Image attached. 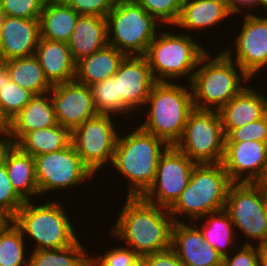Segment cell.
<instances>
[{
	"label": "cell",
	"instance_id": "8fae6325",
	"mask_svg": "<svg viewBox=\"0 0 267 266\" xmlns=\"http://www.w3.org/2000/svg\"><path fill=\"white\" fill-rule=\"evenodd\" d=\"M113 115L97 114L71 132V143L94 175L112 164L119 131ZM117 129V130H116Z\"/></svg>",
	"mask_w": 267,
	"mask_h": 266
},
{
	"label": "cell",
	"instance_id": "9c48e42d",
	"mask_svg": "<svg viewBox=\"0 0 267 266\" xmlns=\"http://www.w3.org/2000/svg\"><path fill=\"white\" fill-rule=\"evenodd\" d=\"M175 146L197 164L221 163L225 135L218 111L194 108Z\"/></svg>",
	"mask_w": 267,
	"mask_h": 266
},
{
	"label": "cell",
	"instance_id": "60d3db41",
	"mask_svg": "<svg viewBox=\"0 0 267 266\" xmlns=\"http://www.w3.org/2000/svg\"><path fill=\"white\" fill-rule=\"evenodd\" d=\"M79 15H95L106 18L116 0H62Z\"/></svg>",
	"mask_w": 267,
	"mask_h": 266
},
{
	"label": "cell",
	"instance_id": "c3c4849f",
	"mask_svg": "<svg viewBox=\"0 0 267 266\" xmlns=\"http://www.w3.org/2000/svg\"><path fill=\"white\" fill-rule=\"evenodd\" d=\"M258 183L262 186L267 200V178H262Z\"/></svg>",
	"mask_w": 267,
	"mask_h": 266
},
{
	"label": "cell",
	"instance_id": "4fadbf2b",
	"mask_svg": "<svg viewBox=\"0 0 267 266\" xmlns=\"http://www.w3.org/2000/svg\"><path fill=\"white\" fill-rule=\"evenodd\" d=\"M196 164L175 145H170L158 161L153 183L141 197L170 209L187 187Z\"/></svg>",
	"mask_w": 267,
	"mask_h": 266
},
{
	"label": "cell",
	"instance_id": "8d00e7d4",
	"mask_svg": "<svg viewBox=\"0 0 267 266\" xmlns=\"http://www.w3.org/2000/svg\"><path fill=\"white\" fill-rule=\"evenodd\" d=\"M45 0H0L4 16L39 19Z\"/></svg>",
	"mask_w": 267,
	"mask_h": 266
},
{
	"label": "cell",
	"instance_id": "e0dca14e",
	"mask_svg": "<svg viewBox=\"0 0 267 266\" xmlns=\"http://www.w3.org/2000/svg\"><path fill=\"white\" fill-rule=\"evenodd\" d=\"M221 163L233 183H258L267 168V142H225Z\"/></svg>",
	"mask_w": 267,
	"mask_h": 266
},
{
	"label": "cell",
	"instance_id": "836d02e7",
	"mask_svg": "<svg viewBox=\"0 0 267 266\" xmlns=\"http://www.w3.org/2000/svg\"><path fill=\"white\" fill-rule=\"evenodd\" d=\"M93 96V104L98 114L117 115L123 118L124 114L117 108L116 74L104 81L90 86ZM120 114V115H119Z\"/></svg>",
	"mask_w": 267,
	"mask_h": 266
},
{
	"label": "cell",
	"instance_id": "cb8c5ba5",
	"mask_svg": "<svg viewBox=\"0 0 267 266\" xmlns=\"http://www.w3.org/2000/svg\"><path fill=\"white\" fill-rule=\"evenodd\" d=\"M67 44L75 63L104 48L108 45L106 18L95 15H79Z\"/></svg>",
	"mask_w": 267,
	"mask_h": 266
},
{
	"label": "cell",
	"instance_id": "52a82bcc",
	"mask_svg": "<svg viewBox=\"0 0 267 266\" xmlns=\"http://www.w3.org/2000/svg\"><path fill=\"white\" fill-rule=\"evenodd\" d=\"M36 203L33 200L25 201L12 218L24 239L34 241L33 250L60 249L79 239L76 228L60 201H47L40 205Z\"/></svg>",
	"mask_w": 267,
	"mask_h": 266
},
{
	"label": "cell",
	"instance_id": "74e56055",
	"mask_svg": "<svg viewBox=\"0 0 267 266\" xmlns=\"http://www.w3.org/2000/svg\"><path fill=\"white\" fill-rule=\"evenodd\" d=\"M24 203L15 192L3 163L0 165V210L12 219Z\"/></svg>",
	"mask_w": 267,
	"mask_h": 266
},
{
	"label": "cell",
	"instance_id": "3957f363",
	"mask_svg": "<svg viewBox=\"0 0 267 266\" xmlns=\"http://www.w3.org/2000/svg\"><path fill=\"white\" fill-rule=\"evenodd\" d=\"M216 54L213 57L207 52L187 83H190L194 108L218 111L247 85L245 83H252L223 51Z\"/></svg>",
	"mask_w": 267,
	"mask_h": 266
},
{
	"label": "cell",
	"instance_id": "b9f144b4",
	"mask_svg": "<svg viewBox=\"0 0 267 266\" xmlns=\"http://www.w3.org/2000/svg\"><path fill=\"white\" fill-rule=\"evenodd\" d=\"M140 266H184V264L180 261L176 252L170 248L142 256Z\"/></svg>",
	"mask_w": 267,
	"mask_h": 266
},
{
	"label": "cell",
	"instance_id": "7402d4cb",
	"mask_svg": "<svg viewBox=\"0 0 267 266\" xmlns=\"http://www.w3.org/2000/svg\"><path fill=\"white\" fill-rule=\"evenodd\" d=\"M35 56L48 81L59 84L73 81L75 78V62L66 42L52 41L40 37Z\"/></svg>",
	"mask_w": 267,
	"mask_h": 266
},
{
	"label": "cell",
	"instance_id": "2e32d148",
	"mask_svg": "<svg viewBox=\"0 0 267 266\" xmlns=\"http://www.w3.org/2000/svg\"><path fill=\"white\" fill-rule=\"evenodd\" d=\"M49 96L58 124L71 132L98 114L90 86L75 80L53 85Z\"/></svg>",
	"mask_w": 267,
	"mask_h": 266
},
{
	"label": "cell",
	"instance_id": "4dcf8cb0",
	"mask_svg": "<svg viewBox=\"0 0 267 266\" xmlns=\"http://www.w3.org/2000/svg\"><path fill=\"white\" fill-rule=\"evenodd\" d=\"M75 243L60 249L32 250L28 266H84L90 259V253L84 244Z\"/></svg>",
	"mask_w": 267,
	"mask_h": 266
},
{
	"label": "cell",
	"instance_id": "4316f807",
	"mask_svg": "<svg viewBox=\"0 0 267 266\" xmlns=\"http://www.w3.org/2000/svg\"><path fill=\"white\" fill-rule=\"evenodd\" d=\"M79 14L62 0H45L40 14V37L68 42Z\"/></svg>",
	"mask_w": 267,
	"mask_h": 266
},
{
	"label": "cell",
	"instance_id": "7bdbcfd3",
	"mask_svg": "<svg viewBox=\"0 0 267 266\" xmlns=\"http://www.w3.org/2000/svg\"><path fill=\"white\" fill-rule=\"evenodd\" d=\"M257 8V0H229L228 1V8L230 10V13L234 16V14L239 15L241 12L243 13L245 11V14H255L253 10ZM244 8V9H243ZM246 9L247 10L246 12ZM253 8V9H251ZM239 13V14H238Z\"/></svg>",
	"mask_w": 267,
	"mask_h": 266
},
{
	"label": "cell",
	"instance_id": "ba28073f",
	"mask_svg": "<svg viewBox=\"0 0 267 266\" xmlns=\"http://www.w3.org/2000/svg\"><path fill=\"white\" fill-rule=\"evenodd\" d=\"M106 21L108 44L126 56H144L161 29L135 0H116Z\"/></svg>",
	"mask_w": 267,
	"mask_h": 266
},
{
	"label": "cell",
	"instance_id": "bcb514c9",
	"mask_svg": "<svg viewBox=\"0 0 267 266\" xmlns=\"http://www.w3.org/2000/svg\"><path fill=\"white\" fill-rule=\"evenodd\" d=\"M260 248V266H267V242L259 245Z\"/></svg>",
	"mask_w": 267,
	"mask_h": 266
},
{
	"label": "cell",
	"instance_id": "11a10c76",
	"mask_svg": "<svg viewBox=\"0 0 267 266\" xmlns=\"http://www.w3.org/2000/svg\"><path fill=\"white\" fill-rule=\"evenodd\" d=\"M263 178H267V168H266V171H265Z\"/></svg>",
	"mask_w": 267,
	"mask_h": 266
},
{
	"label": "cell",
	"instance_id": "d590c367",
	"mask_svg": "<svg viewBox=\"0 0 267 266\" xmlns=\"http://www.w3.org/2000/svg\"><path fill=\"white\" fill-rule=\"evenodd\" d=\"M103 254L91 256L96 266H140V257L124 245L106 249Z\"/></svg>",
	"mask_w": 267,
	"mask_h": 266
},
{
	"label": "cell",
	"instance_id": "6da1fadb",
	"mask_svg": "<svg viewBox=\"0 0 267 266\" xmlns=\"http://www.w3.org/2000/svg\"><path fill=\"white\" fill-rule=\"evenodd\" d=\"M109 235L124 241L140 258L172 248L174 219L169 209L159 207L142 197H125Z\"/></svg>",
	"mask_w": 267,
	"mask_h": 266
},
{
	"label": "cell",
	"instance_id": "e575fe53",
	"mask_svg": "<svg viewBox=\"0 0 267 266\" xmlns=\"http://www.w3.org/2000/svg\"><path fill=\"white\" fill-rule=\"evenodd\" d=\"M163 26L173 27L180 15L183 0H135Z\"/></svg>",
	"mask_w": 267,
	"mask_h": 266
},
{
	"label": "cell",
	"instance_id": "816d5d0a",
	"mask_svg": "<svg viewBox=\"0 0 267 266\" xmlns=\"http://www.w3.org/2000/svg\"><path fill=\"white\" fill-rule=\"evenodd\" d=\"M84 266H96V265L94 264V261L90 259Z\"/></svg>",
	"mask_w": 267,
	"mask_h": 266
},
{
	"label": "cell",
	"instance_id": "484cf974",
	"mask_svg": "<svg viewBox=\"0 0 267 266\" xmlns=\"http://www.w3.org/2000/svg\"><path fill=\"white\" fill-rule=\"evenodd\" d=\"M126 55L111 45L84 57L75 64V78L78 83L91 86L94 83L111 78L117 72Z\"/></svg>",
	"mask_w": 267,
	"mask_h": 266
},
{
	"label": "cell",
	"instance_id": "ee69618b",
	"mask_svg": "<svg viewBox=\"0 0 267 266\" xmlns=\"http://www.w3.org/2000/svg\"><path fill=\"white\" fill-rule=\"evenodd\" d=\"M13 144L14 143L12 139L10 138V136H6L2 138L0 137V165L4 163L6 153L8 152V150L11 148Z\"/></svg>",
	"mask_w": 267,
	"mask_h": 266
},
{
	"label": "cell",
	"instance_id": "603a6c76",
	"mask_svg": "<svg viewBox=\"0 0 267 266\" xmlns=\"http://www.w3.org/2000/svg\"><path fill=\"white\" fill-rule=\"evenodd\" d=\"M231 16L233 15L228 6L223 3L214 0H183L181 12L174 28L187 29L188 32L183 31V33L189 35L190 30L199 32L215 26L220 27L218 24L228 17L230 20Z\"/></svg>",
	"mask_w": 267,
	"mask_h": 266
},
{
	"label": "cell",
	"instance_id": "f1b7e54d",
	"mask_svg": "<svg viewBox=\"0 0 267 266\" xmlns=\"http://www.w3.org/2000/svg\"><path fill=\"white\" fill-rule=\"evenodd\" d=\"M71 144V131L61 125L26 133L15 145L32 157L60 151Z\"/></svg>",
	"mask_w": 267,
	"mask_h": 266
},
{
	"label": "cell",
	"instance_id": "30bf717a",
	"mask_svg": "<svg viewBox=\"0 0 267 266\" xmlns=\"http://www.w3.org/2000/svg\"><path fill=\"white\" fill-rule=\"evenodd\" d=\"M267 200L259 183H232L229 187L225 210L236 233H243L246 242L238 244L261 245L267 242ZM241 231V232H239ZM251 241V242H250ZM258 242V243H257Z\"/></svg>",
	"mask_w": 267,
	"mask_h": 266
},
{
	"label": "cell",
	"instance_id": "9a60e30c",
	"mask_svg": "<svg viewBox=\"0 0 267 266\" xmlns=\"http://www.w3.org/2000/svg\"><path fill=\"white\" fill-rule=\"evenodd\" d=\"M115 74L117 108L126 118L129 113L133 116L138 111L142 117L140 112L145 111L143 106L156 83L147 59L144 56H125Z\"/></svg>",
	"mask_w": 267,
	"mask_h": 266
},
{
	"label": "cell",
	"instance_id": "f5cc1de1",
	"mask_svg": "<svg viewBox=\"0 0 267 266\" xmlns=\"http://www.w3.org/2000/svg\"><path fill=\"white\" fill-rule=\"evenodd\" d=\"M3 18H4V13H3V11L1 10V7H0V24L3 21Z\"/></svg>",
	"mask_w": 267,
	"mask_h": 266
},
{
	"label": "cell",
	"instance_id": "277c9868",
	"mask_svg": "<svg viewBox=\"0 0 267 266\" xmlns=\"http://www.w3.org/2000/svg\"><path fill=\"white\" fill-rule=\"evenodd\" d=\"M146 107L144 122L137 125L169 145H175L194 109L191 88L178 82H156L146 100Z\"/></svg>",
	"mask_w": 267,
	"mask_h": 266
},
{
	"label": "cell",
	"instance_id": "ac0fdd59",
	"mask_svg": "<svg viewBox=\"0 0 267 266\" xmlns=\"http://www.w3.org/2000/svg\"><path fill=\"white\" fill-rule=\"evenodd\" d=\"M172 249L184 266H222L223 256L209 243L192 222H175Z\"/></svg>",
	"mask_w": 267,
	"mask_h": 266
},
{
	"label": "cell",
	"instance_id": "f6af8a7d",
	"mask_svg": "<svg viewBox=\"0 0 267 266\" xmlns=\"http://www.w3.org/2000/svg\"><path fill=\"white\" fill-rule=\"evenodd\" d=\"M0 136H9V121L2 115L0 111Z\"/></svg>",
	"mask_w": 267,
	"mask_h": 266
},
{
	"label": "cell",
	"instance_id": "5b68a950",
	"mask_svg": "<svg viewBox=\"0 0 267 266\" xmlns=\"http://www.w3.org/2000/svg\"><path fill=\"white\" fill-rule=\"evenodd\" d=\"M232 183L222 163L196 164L187 187L169 209L174 222L198 221L209 213L225 209Z\"/></svg>",
	"mask_w": 267,
	"mask_h": 266
},
{
	"label": "cell",
	"instance_id": "1f68e13d",
	"mask_svg": "<svg viewBox=\"0 0 267 266\" xmlns=\"http://www.w3.org/2000/svg\"><path fill=\"white\" fill-rule=\"evenodd\" d=\"M25 241L21 230L11 220L0 231V266H28L30 253L26 251L28 242Z\"/></svg>",
	"mask_w": 267,
	"mask_h": 266
},
{
	"label": "cell",
	"instance_id": "d6986e66",
	"mask_svg": "<svg viewBox=\"0 0 267 266\" xmlns=\"http://www.w3.org/2000/svg\"><path fill=\"white\" fill-rule=\"evenodd\" d=\"M39 39V19L4 16L0 24V56L8 61L35 55Z\"/></svg>",
	"mask_w": 267,
	"mask_h": 266
},
{
	"label": "cell",
	"instance_id": "8992f818",
	"mask_svg": "<svg viewBox=\"0 0 267 266\" xmlns=\"http://www.w3.org/2000/svg\"><path fill=\"white\" fill-rule=\"evenodd\" d=\"M173 33L160 30L144 55L156 82H177L184 77L190 82L208 52L191 34Z\"/></svg>",
	"mask_w": 267,
	"mask_h": 266
},
{
	"label": "cell",
	"instance_id": "f907efd6",
	"mask_svg": "<svg viewBox=\"0 0 267 266\" xmlns=\"http://www.w3.org/2000/svg\"><path fill=\"white\" fill-rule=\"evenodd\" d=\"M6 69V61L0 56V83H1V73Z\"/></svg>",
	"mask_w": 267,
	"mask_h": 266
},
{
	"label": "cell",
	"instance_id": "d4e9b609",
	"mask_svg": "<svg viewBox=\"0 0 267 266\" xmlns=\"http://www.w3.org/2000/svg\"><path fill=\"white\" fill-rule=\"evenodd\" d=\"M4 165L15 192L24 201H34L39 196L34 157L13 144L6 153Z\"/></svg>",
	"mask_w": 267,
	"mask_h": 266
},
{
	"label": "cell",
	"instance_id": "7c38bea8",
	"mask_svg": "<svg viewBox=\"0 0 267 266\" xmlns=\"http://www.w3.org/2000/svg\"><path fill=\"white\" fill-rule=\"evenodd\" d=\"M34 160L39 197L55 190L67 191L86 180L90 182L95 176L82 162L72 143L60 151L35 156Z\"/></svg>",
	"mask_w": 267,
	"mask_h": 266
},
{
	"label": "cell",
	"instance_id": "f35d334b",
	"mask_svg": "<svg viewBox=\"0 0 267 266\" xmlns=\"http://www.w3.org/2000/svg\"><path fill=\"white\" fill-rule=\"evenodd\" d=\"M248 140L267 142V113L258 120L233 129L225 137V142H242Z\"/></svg>",
	"mask_w": 267,
	"mask_h": 266
},
{
	"label": "cell",
	"instance_id": "f546056e",
	"mask_svg": "<svg viewBox=\"0 0 267 266\" xmlns=\"http://www.w3.org/2000/svg\"><path fill=\"white\" fill-rule=\"evenodd\" d=\"M6 70L14 83L33 95L49 92L53 87L35 55L6 61Z\"/></svg>",
	"mask_w": 267,
	"mask_h": 266
},
{
	"label": "cell",
	"instance_id": "5bb4252c",
	"mask_svg": "<svg viewBox=\"0 0 267 266\" xmlns=\"http://www.w3.org/2000/svg\"><path fill=\"white\" fill-rule=\"evenodd\" d=\"M243 16V23H239L241 29L235 35V41L233 39L234 51L231 47L222 51L254 79L261 70L264 72L267 68V15L264 17L256 13Z\"/></svg>",
	"mask_w": 267,
	"mask_h": 266
},
{
	"label": "cell",
	"instance_id": "db71d44e",
	"mask_svg": "<svg viewBox=\"0 0 267 266\" xmlns=\"http://www.w3.org/2000/svg\"><path fill=\"white\" fill-rule=\"evenodd\" d=\"M214 1H217V2L223 3V4H225V5H227V6H228V1H229V0H214Z\"/></svg>",
	"mask_w": 267,
	"mask_h": 266
},
{
	"label": "cell",
	"instance_id": "681fc988",
	"mask_svg": "<svg viewBox=\"0 0 267 266\" xmlns=\"http://www.w3.org/2000/svg\"><path fill=\"white\" fill-rule=\"evenodd\" d=\"M257 7H258L257 10H259V8H262L267 11V0H257Z\"/></svg>",
	"mask_w": 267,
	"mask_h": 266
},
{
	"label": "cell",
	"instance_id": "ffe728a7",
	"mask_svg": "<svg viewBox=\"0 0 267 266\" xmlns=\"http://www.w3.org/2000/svg\"><path fill=\"white\" fill-rule=\"evenodd\" d=\"M248 85L218 110L225 137L233 129L258 120L267 113V95Z\"/></svg>",
	"mask_w": 267,
	"mask_h": 266
},
{
	"label": "cell",
	"instance_id": "44dd1931",
	"mask_svg": "<svg viewBox=\"0 0 267 266\" xmlns=\"http://www.w3.org/2000/svg\"><path fill=\"white\" fill-rule=\"evenodd\" d=\"M58 125L49 92L35 94L9 122V136L16 144L26 133Z\"/></svg>",
	"mask_w": 267,
	"mask_h": 266
},
{
	"label": "cell",
	"instance_id": "7a4b0ae2",
	"mask_svg": "<svg viewBox=\"0 0 267 266\" xmlns=\"http://www.w3.org/2000/svg\"><path fill=\"white\" fill-rule=\"evenodd\" d=\"M120 135L112 160L113 169L125 177L128 197H141L151 186L158 161L170 146L163 139L150 134L139 126Z\"/></svg>",
	"mask_w": 267,
	"mask_h": 266
},
{
	"label": "cell",
	"instance_id": "83f0119b",
	"mask_svg": "<svg viewBox=\"0 0 267 266\" xmlns=\"http://www.w3.org/2000/svg\"><path fill=\"white\" fill-rule=\"evenodd\" d=\"M203 224L192 223L201 231L206 243L214 247L223 257L238 247L234 225L225 209L209 213L201 218ZM237 245V246H236Z\"/></svg>",
	"mask_w": 267,
	"mask_h": 266
},
{
	"label": "cell",
	"instance_id": "7dc6e473",
	"mask_svg": "<svg viewBox=\"0 0 267 266\" xmlns=\"http://www.w3.org/2000/svg\"><path fill=\"white\" fill-rule=\"evenodd\" d=\"M12 219L0 210V231L11 221Z\"/></svg>",
	"mask_w": 267,
	"mask_h": 266
},
{
	"label": "cell",
	"instance_id": "d6a6232c",
	"mask_svg": "<svg viewBox=\"0 0 267 266\" xmlns=\"http://www.w3.org/2000/svg\"><path fill=\"white\" fill-rule=\"evenodd\" d=\"M32 96L30 91L10 79L6 69L1 73L0 111L9 122L24 108Z\"/></svg>",
	"mask_w": 267,
	"mask_h": 266
},
{
	"label": "cell",
	"instance_id": "ab89813d",
	"mask_svg": "<svg viewBox=\"0 0 267 266\" xmlns=\"http://www.w3.org/2000/svg\"><path fill=\"white\" fill-rule=\"evenodd\" d=\"M238 248L223 257L222 266H260L259 245L239 244Z\"/></svg>",
	"mask_w": 267,
	"mask_h": 266
}]
</instances>
